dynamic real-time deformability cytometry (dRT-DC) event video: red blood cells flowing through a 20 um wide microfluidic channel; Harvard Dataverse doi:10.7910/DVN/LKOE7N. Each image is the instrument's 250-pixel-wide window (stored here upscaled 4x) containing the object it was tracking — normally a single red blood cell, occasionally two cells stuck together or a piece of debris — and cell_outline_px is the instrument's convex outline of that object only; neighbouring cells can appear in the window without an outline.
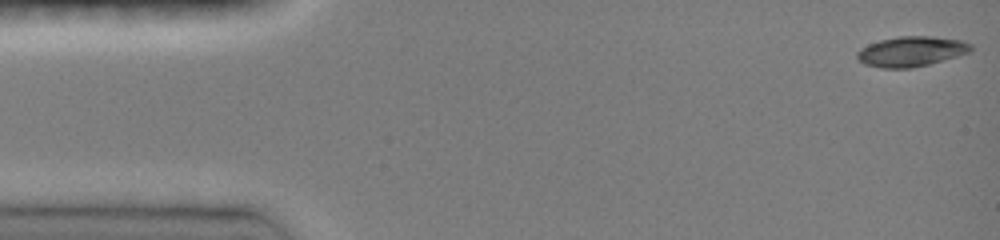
{"species": "common noctule bat (a hibernating species)", "species_latin": "Nyctalus noctula", "temperature_condition": "room temperature", "stored_images_in_passage": 25, "camera_frame_rate_fps": 3000, "um_per_image_px": 0.085, "animal": {"sex": "female", "body_mass_g": 19.0, "forearm_length_mm": 51.5}, "frame": {"image": 1, "passage_image": 1, "time_ms": 0.0, "image_size_px": [1000, 240], "cell_outline_px": [[972, 52], [928, 64], [912, 68], [880, 68], [864, 64], [856, 56], [856, 52], [860, 48], [868, 44], [880, 40], [900, 36], [932, 36], [960, 40], [972, 44]], "centroid_in_image_um": [77.45, 4.37], "position_along_channel_um": 7.5, "area_um2": 20.0}}
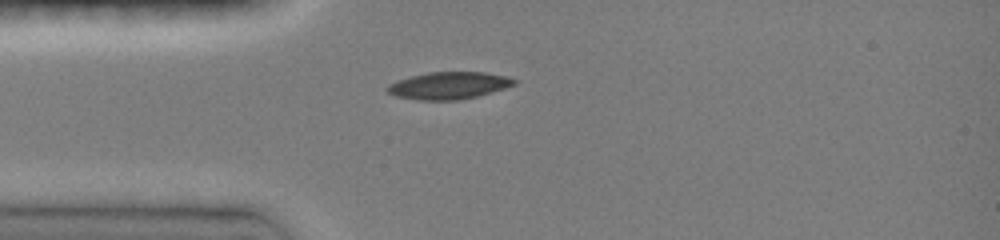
{"frame": {"image": 2, "passage_image": 10, "time_ms": 3.667, "image_size_px": [1000, 240], "cell_outline_px": [[516, 84], [504, 88], [476, 96], [460, 100], [416, 100], [396, 96], [388, 92], [384, 88], [388, 84], [412, 76], [428, 72], [484, 72], [508, 76], [516, 80]], "centroid_in_image_um": [38.13, 7.27], "position_along_channel_um": 46.9, "area_um2": 20.0}}
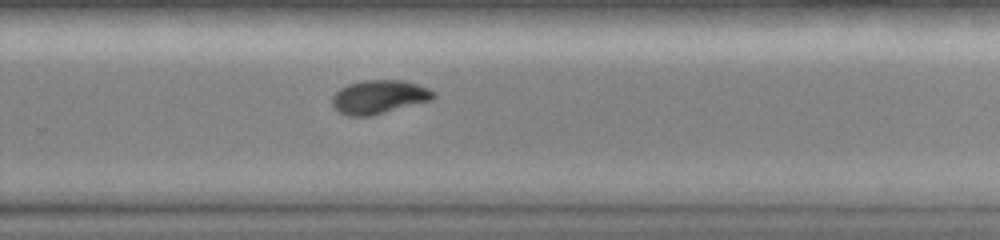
{"frame": {"image": 3, "passage_image": 25, "time_ms": 10.0, "image_size_px": [1000, 240], "cell_outline_px": [[436, 96], [432, 100], [372, 116], [348, 116], [336, 112], [332, 108], [332, 96], [340, 88], [348, 84], [364, 80], [404, 80], [428, 88]], "centroid_in_image_um": [32.17, 8.25], "position_along_channel_um": 297.6, "area_um2": 20.06}}